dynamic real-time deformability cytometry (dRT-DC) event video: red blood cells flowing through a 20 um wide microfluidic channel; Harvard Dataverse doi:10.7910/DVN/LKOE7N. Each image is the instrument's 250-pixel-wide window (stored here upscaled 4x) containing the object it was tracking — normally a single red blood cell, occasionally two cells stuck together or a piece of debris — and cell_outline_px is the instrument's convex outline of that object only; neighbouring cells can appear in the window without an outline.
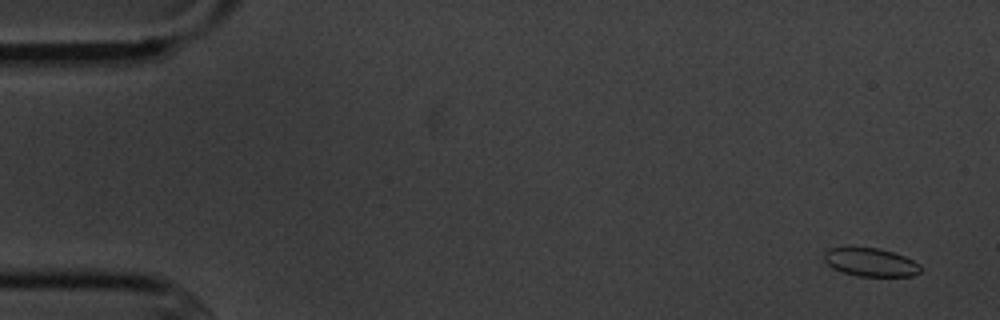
{"species": "common noctule bat (a hibernating species)", "species_latin": "Nyctalus noctula", "temperature_condition": "cold", "stored_images_in_passage": 5, "camera_frame_rate_fps": 3000, "um_per_image_px": 0.085, "animal": {"sex": "male", "body_mass_g": 20.1, "forearm_length_mm": 53.5}, "frame": {"image": 1, "passage_image": 1, "time_ms": 0.0, "image_size_px": [1000, 320], "cell_outline_px": [[920, 272], [912, 276], [856, 276], [832, 268], [824, 260], [824, 252], [828, 248], [880, 248], [904, 256], [920, 264]], "centroid_in_image_um": [74.0, 22.3], "position_along_channel_um": 11.0, "area_um2": 15.78}}
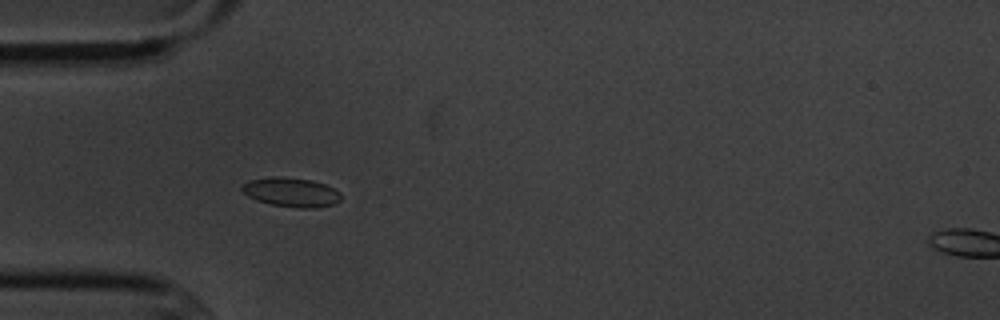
{"frame": {"image": 2, "passage_image": 4, "time_ms": 4.667, "image_size_px": [1000, 320], "cell_outline_px": [[340, 200], [332, 204], [316, 208], [300, 208], [272, 204], [256, 200], [248, 196], [240, 188], [244, 184], [252, 180], [272, 176], [280, 176], [312, 180], [324, 184], [340, 192]], "centroid_in_image_um": [24.76, 16.33], "position_along_channel_um": 60.2, "area_um2": 16.65}}
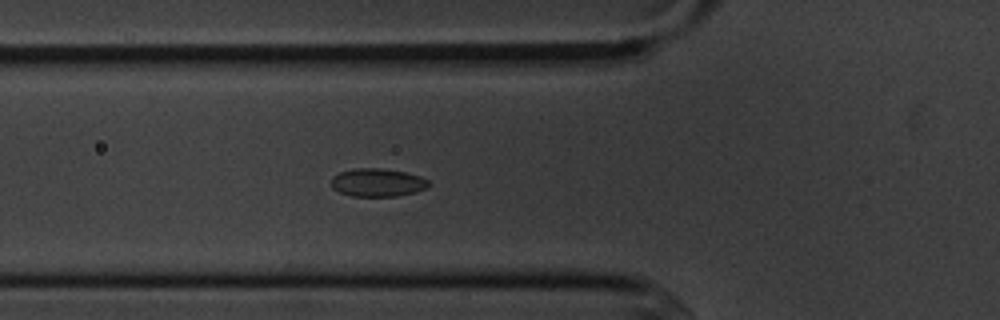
{"frame": {"image": 3, "passage_image": 5, "time_ms": 5.667, "image_size_px": [1000, 320], "cell_outline_px": [[428, 188], [416, 192], [396, 196], [352, 196], [340, 192], [332, 188], [332, 176], [340, 172], [352, 168], [380, 168], [404, 172], [420, 176], [428, 180]], "centroid_in_image_um": [32.08, 15.51], "position_along_channel_um": 93.7, "area_um2": 15.95}}